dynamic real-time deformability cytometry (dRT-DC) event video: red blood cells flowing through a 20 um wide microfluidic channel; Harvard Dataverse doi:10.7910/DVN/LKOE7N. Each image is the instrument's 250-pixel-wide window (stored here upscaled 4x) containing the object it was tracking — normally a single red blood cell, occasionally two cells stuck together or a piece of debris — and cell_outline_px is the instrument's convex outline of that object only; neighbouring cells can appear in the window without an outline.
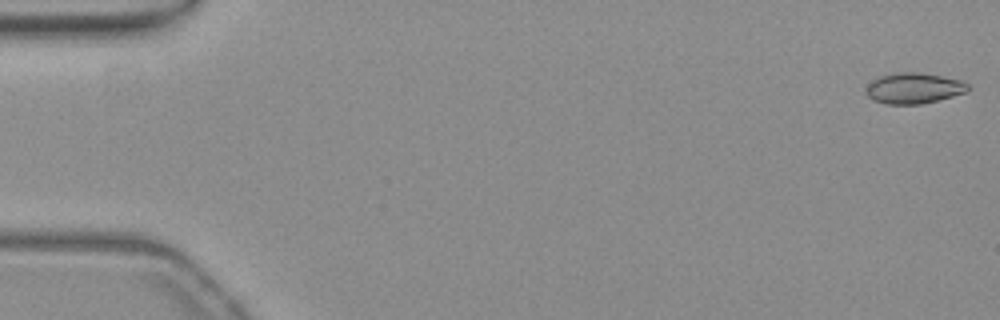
{"species": "common noctule bat (a hibernating species)", "species_latin": "Nyctalus noctula", "temperature_condition": "warm", "stored_images_in_passage": 55, "camera_frame_rate_fps": 3000, "um_per_image_px": 0.085, "animal": {"sex": "female", "body_mass_g": 19.3, "forearm_length_mm": 54.1}, "frame": {"image": 1, "passage_image": 1, "time_ms": 0.0, "image_size_px": [1000, 320], "cell_outline_px": [[968, 92], [920, 104], [888, 104], [872, 100], [864, 92], [868, 84], [872, 80], [880, 76], [896, 72], [920, 72], [964, 80], [968, 84]], "centroid_in_image_um": [77.66, 7.48], "position_along_channel_um": 7.3, "area_um2": 18.38}}
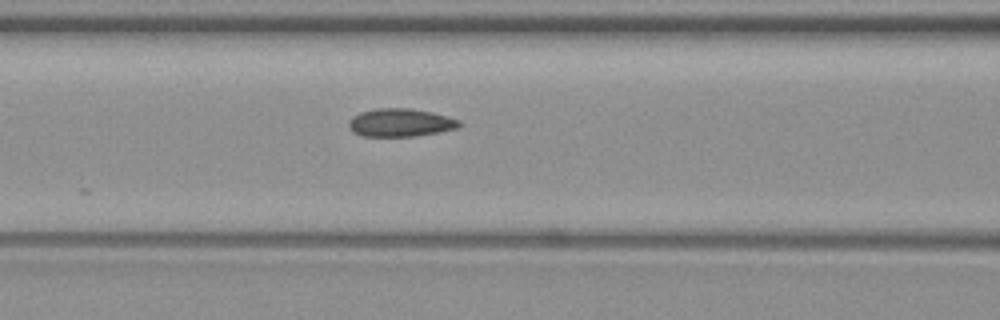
{"frame": {"image": 2, "passage_image": 23, "time_ms": 7.333, "image_size_px": [1000, 320], "cell_outline_px": [[460, 124], [456, 128], [436, 132], [412, 136], [364, 136], [352, 132], [348, 128], [348, 120], [352, 116], [360, 112], [376, 108], [412, 108], [432, 112], [448, 116], [460, 120]], "centroid_in_image_um": [33.98, 10.41], "position_along_channel_um": 132.6, "area_um2": 18.09}}
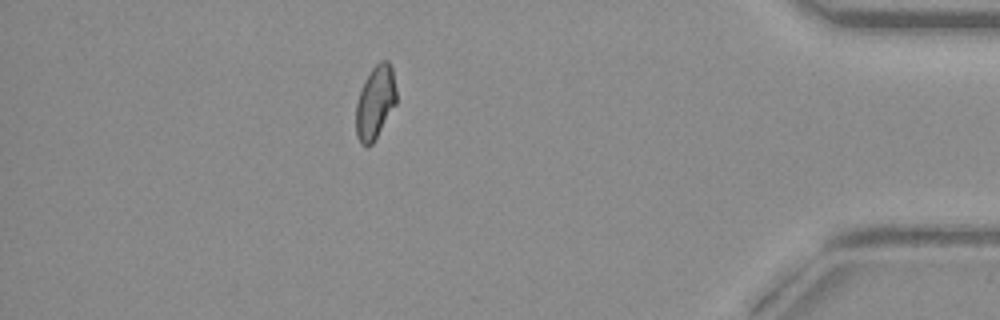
{"frame": {"image": 3, "passage_image": 48, "time_ms": 15.667, "image_size_px": [1000, 320], "cell_outline_px": [[396, 104], [372, 144], [368, 148], [364, 148], [360, 144], [356, 136], [356, 104], [364, 80], [372, 68], [380, 60], [388, 60], [392, 68], [396, 88]], "centroid_in_image_um": [31.89, 8.72], "position_along_channel_um": 403.3, "area_um2": 17.4}, "authors_computed_cell_mechanics": {"area_um2": 17.8602, "velocity_mm_per_s": 3.7984, "shape_relaxation_time_tau1_ms": null, "shape_relaxation_time_tau2_ms": 0.9472, "deformation_change_tau1": null, "deformation_change_tau2": 0.0599}}